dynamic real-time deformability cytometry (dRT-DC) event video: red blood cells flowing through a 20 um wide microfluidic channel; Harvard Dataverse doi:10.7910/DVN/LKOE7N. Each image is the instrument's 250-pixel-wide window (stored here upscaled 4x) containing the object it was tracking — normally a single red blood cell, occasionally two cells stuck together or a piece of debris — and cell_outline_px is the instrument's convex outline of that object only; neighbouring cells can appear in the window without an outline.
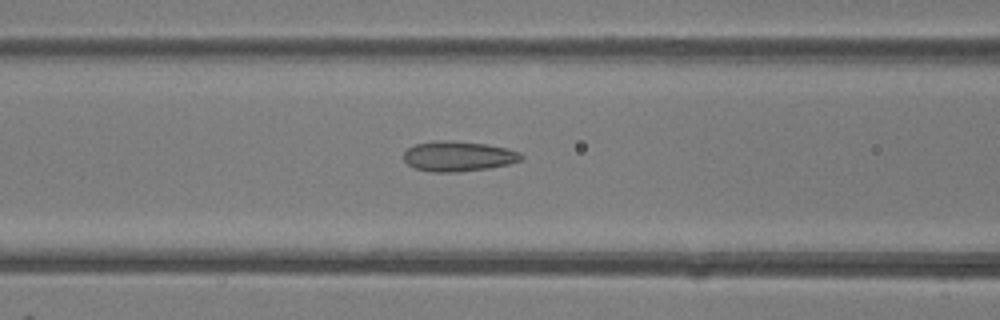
{"species": "common noctule bat (a hibernating species)", "species_latin": "Nyctalus noctula", "temperature_condition": "room temperature", "stored_images_in_passage": 48, "camera_frame_rate_fps": 3000, "um_per_image_px": 0.085, "animal": {"sex": "female"}, "frame": {"image": 1, "passage_image": 20, "time_ms": 6.333, "image_size_px": [1000, 320], "cell_outline_px": [[524, 156], [520, 160], [508, 164], [488, 168], [456, 172], [432, 172], [416, 168], [408, 164], [404, 160], [404, 152], [408, 148], [416, 144], [436, 140], [452, 140], [488, 144], [508, 148], [520, 152]], "centroid_in_image_um": [38.96, 13.27], "position_along_channel_um": 127.6, "area_um2": 20.69}}
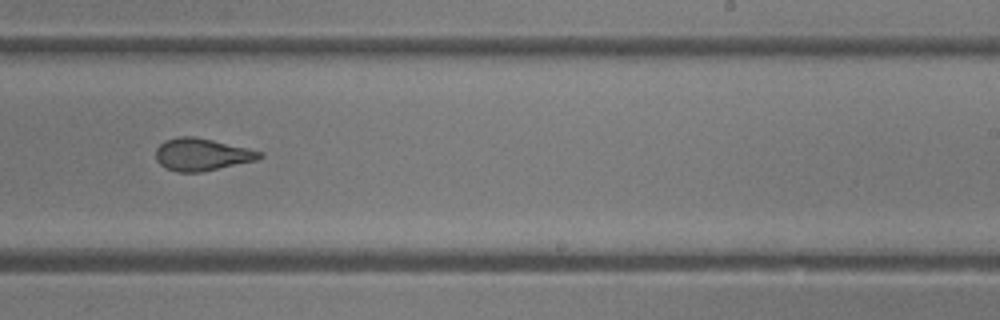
{"frame": {"image": 2, "passage_image": 30, "time_ms": 9.667, "image_size_px": [1000, 320], "cell_outline_px": [[264, 156], [256, 160], [200, 172], [176, 172], [164, 168], [156, 160], [156, 148], [164, 140], [180, 136], [192, 136], [212, 140], [248, 148], [264, 152]], "centroid_in_image_um": [17.13, 13.13], "position_along_channel_um": 271.9, "area_um2": 19.54}}
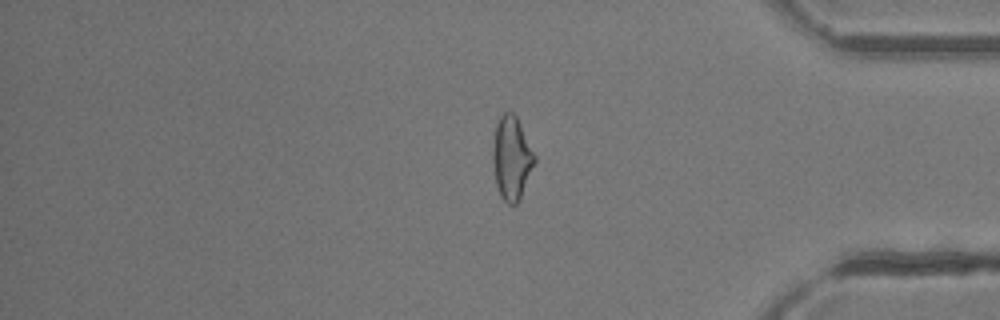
{"frame": {"image": 3, "passage_image": 40, "time_ms": 13.0, "image_size_px": [1000, 320], "cell_outline_px": [[536, 160], [520, 200], [516, 204], [508, 204], [500, 196], [496, 184], [492, 164], [492, 148], [496, 124], [500, 116], [504, 112], [512, 112], [516, 116], [536, 156]], "centroid_in_image_um": [43.48, 13.45], "position_along_channel_um": 391.7, "area_um2": 20.4}, "authors_computed_cell_mechanics": {"area_um2": 21.0681, "velocity_mm_per_s": 4.3334, "shape_relaxation_time_tau1_ms": 8.424, "shape_relaxation_time_tau2_ms": 1.6069, "deformation_change_tau1": 0.2039, "deformation_change_tau2": 0.0875}}